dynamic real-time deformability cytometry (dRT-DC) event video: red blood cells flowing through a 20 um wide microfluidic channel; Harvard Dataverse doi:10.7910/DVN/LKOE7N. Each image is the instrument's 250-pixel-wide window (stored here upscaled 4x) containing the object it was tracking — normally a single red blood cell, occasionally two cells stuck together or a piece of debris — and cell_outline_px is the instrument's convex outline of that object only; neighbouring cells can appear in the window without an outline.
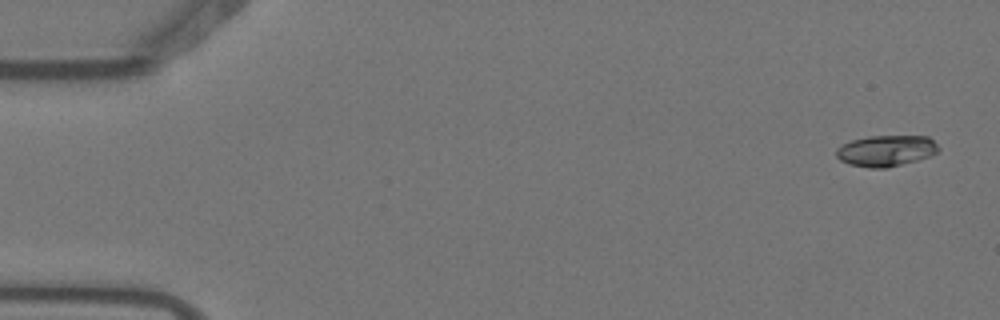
{"species": "Egyptian fruit bat (a non-hibernating species)", "species_latin": "Rousettus aegyptiacus", "temperature_condition": "warm", "stored_images_in_passage": 5, "camera_frame_rate_fps": 3000, "um_per_image_px": 0.085, "animal": {"sex": "female"}, "frame": {"image": 1, "passage_image": 1, "time_ms": 0.0, "image_size_px": [1000, 320], "cell_outline_px": [[940, 148], [936, 152], [928, 156], [916, 160], [888, 168], [868, 168], [848, 164], [840, 160], [836, 156], [836, 148], [852, 140], [868, 136], [928, 136]], "centroid_in_image_um": [75.28, 12.82], "position_along_channel_um": 9.7, "area_um2": 18.44}}
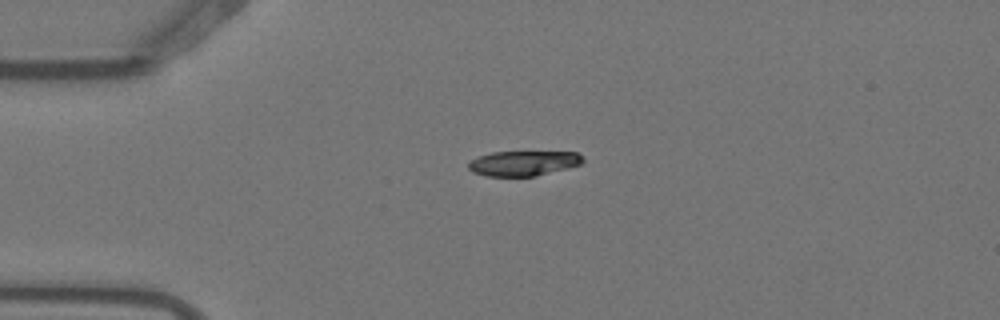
{"frame": {"image": 2, "passage_image": 4, "time_ms": 1.0, "image_size_px": [1000, 320], "cell_outline_px": [[584, 160], [580, 164], [568, 168], [536, 176], [484, 176], [472, 172], [468, 168], [468, 164], [472, 160], [480, 156], [492, 152], [576, 152]], "centroid_in_image_um": [44.47, 13.88], "position_along_channel_um": 40.5, "area_um2": 16.53}}